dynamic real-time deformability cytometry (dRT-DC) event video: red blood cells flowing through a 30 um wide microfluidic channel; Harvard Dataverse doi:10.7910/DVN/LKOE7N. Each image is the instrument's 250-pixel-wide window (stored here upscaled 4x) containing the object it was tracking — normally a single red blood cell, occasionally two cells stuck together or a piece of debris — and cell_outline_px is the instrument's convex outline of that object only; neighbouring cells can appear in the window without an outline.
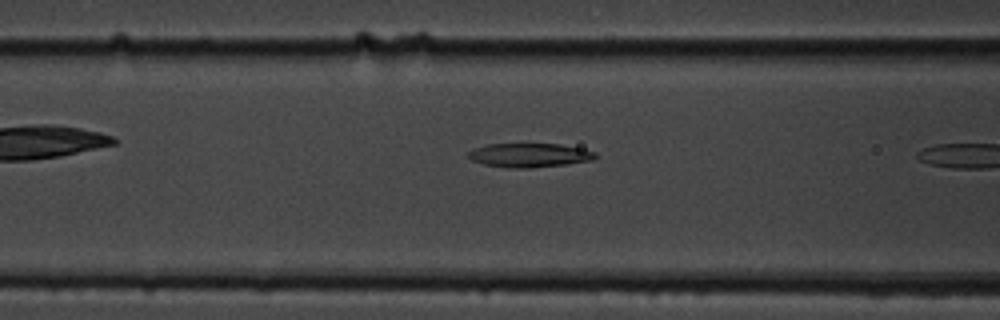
{"species": "common noctule bat (a hibernating species)", "species_latin": "Nyctalus noctula", "temperature_condition": "cold", "stored_images_in_passage": 9, "camera_frame_rate_fps": 3000, "um_per_image_px": 0.085, "animal": {"sex": "male", "body_mass_g": 19.5, "forearm_length_mm": 54.6}, "frame": {"image": 1, "passage_image": 8, "time_ms": 2.333, "image_size_px": [1000, 320], "cell_outline_px": [[596, 156], [592, 160], [568, 164], [528, 168], [508, 168], [484, 164], [472, 160], [468, 156], [468, 152], [472, 148], [488, 144], [560, 144], [580, 148], [596, 152]], "centroid_in_image_um": [44.98, 13.19], "position_along_channel_um": 121.6, "area_um2": 17.74}}